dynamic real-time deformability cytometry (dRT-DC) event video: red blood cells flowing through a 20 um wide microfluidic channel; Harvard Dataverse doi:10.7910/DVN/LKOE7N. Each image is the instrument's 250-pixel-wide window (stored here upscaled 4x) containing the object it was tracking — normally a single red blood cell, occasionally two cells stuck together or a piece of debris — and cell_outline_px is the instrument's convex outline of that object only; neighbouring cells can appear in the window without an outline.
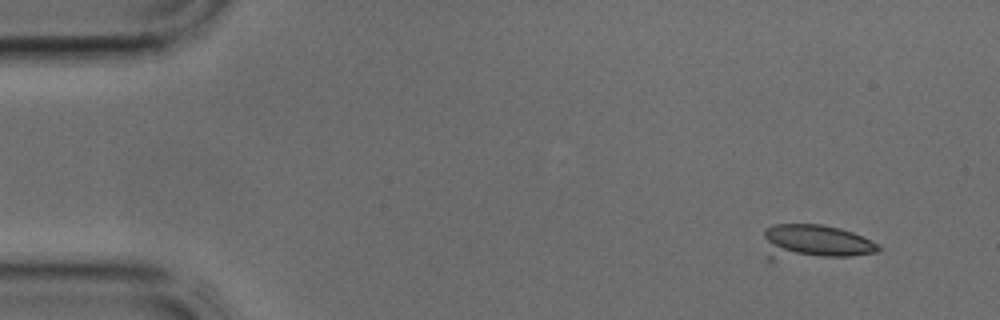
{"species": "common noctule bat (a hibernating species)", "species_latin": "Nyctalus noctula", "temperature_condition": "cold", "stored_images_in_passage": 3, "camera_frame_rate_fps": 3000, "um_per_image_px": 0.085, "animal": {"sex": "male", "body_mass_g": 17.9, "forearm_length_mm": 54.2}, "frame": {"image": 1, "passage_image": 1, "time_ms": 0.0, "image_size_px": [1000, 320], "cell_outline_px": [[880, 252], [852, 256], [768, 264], [764, 236], [764, 228], [772, 224], [820, 224], [840, 228], [852, 232], [880, 244]], "centroid_in_image_um": [69.14, 20.66], "position_along_channel_um": 15.9, "area_um2": 24.91}}
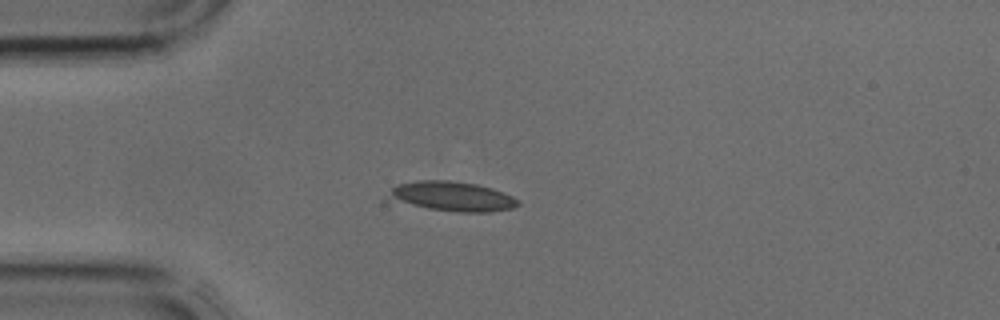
{"frame": {"image": 2, "passage_image": 3, "time_ms": 0.667, "image_size_px": [1000, 320], "cell_outline_px": [[520, 204], [512, 208], [488, 212], [460, 212], [384, 204], [384, 200], [392, 188], [396, 184], [416, 180], [448, 180], [476, 184], [492, 188], [512, 196], [520, 200]], "centroid_in_image_um": [38.22, 16.71], "position_along_channel_um": 46.8, "area_um2": 23.41}}